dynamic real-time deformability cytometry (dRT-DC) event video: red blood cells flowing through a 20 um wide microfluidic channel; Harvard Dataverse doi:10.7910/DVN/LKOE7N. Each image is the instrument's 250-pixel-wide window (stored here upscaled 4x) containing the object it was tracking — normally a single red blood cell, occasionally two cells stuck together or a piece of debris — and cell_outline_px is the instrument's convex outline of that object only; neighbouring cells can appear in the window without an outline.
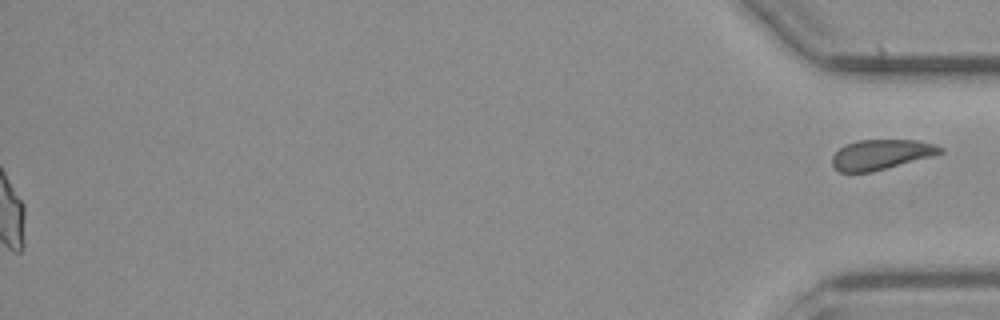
{"species": "common noctule bat (a hibernating species)", "species_latin": "Nyctalus noctula", "temperature_condition": "cold", "stored_images_in_passage": 53, "segment_of_instrument_passage": [2, 2], "camera_frame_rate_fps": 3000, "um_per_image_px": 0.085, "animal": {"sex": "female", "body_mass_g": 21.9}, "frame": {"image": 1, "passage_image": 53, "time_ms": 17.333, "image_size_px": [1000, 320], "cell_outline_px": [[944, 152], [872, 172], [840, 172], [832, 164], [832, 156], [844, 144], [856, 140], [916, 140], [932, 144], [944, 148]], "centroid_in_image_um": [74.85, 13.12], "position_along_channel_um": 360.3, "area_um2": 18.67}}